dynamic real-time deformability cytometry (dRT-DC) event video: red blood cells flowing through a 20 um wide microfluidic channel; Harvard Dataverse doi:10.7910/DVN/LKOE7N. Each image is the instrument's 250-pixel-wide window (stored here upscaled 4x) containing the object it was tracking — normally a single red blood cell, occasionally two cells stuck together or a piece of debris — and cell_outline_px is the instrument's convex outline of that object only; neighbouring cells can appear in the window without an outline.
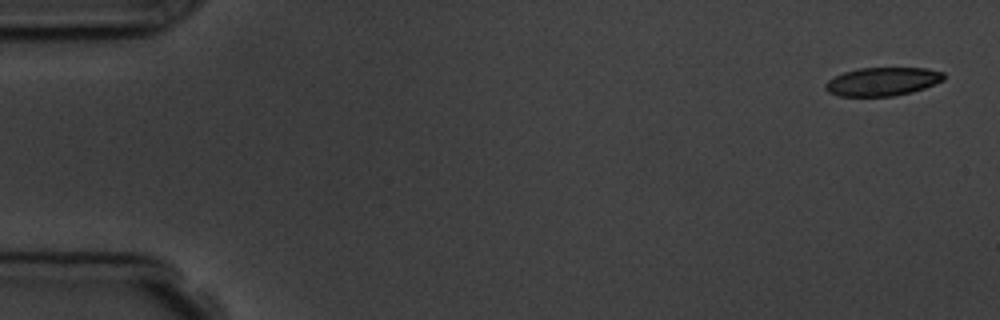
{"species": "common noctule bat (a hibernating species)", "species_latin": "Nyctalus noctula", "temperature_condition": "room temperature", "stored_images_in_passage": 7, "camera_frame_rate_fps": 3000, "um_per_image_px": 0.085, "animal": {"sex": "male", "body_mass_g": 19.5, "forearm_length_mm": 54.6}, "frame": {"image": 1, "passage_image": 1, "time_ms": 0.0, "image_size_px": [1000, 320], "cell_outline_px": [[944, 80], [924, 88], [912, 92], [892, 96], [840, 96], [828, 92], [824, 88], [824, 84], [828, 80], [844, 72], [860, 68], [928, 68], [944, 72]], "centroid_in_image_um": [75.01, 6.93], "position_along_channel_um": 10.0, "area_um2": 19.59}}
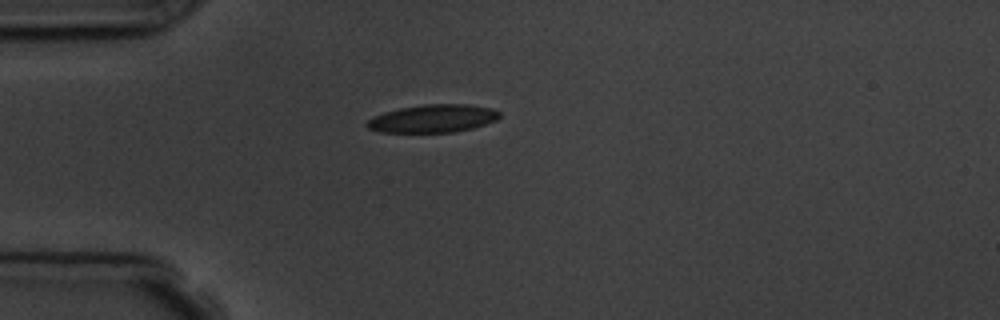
{"frame": {"image": 2, "passage_image": 4, "time_ms": 4.333, "image_size_px": [1000, 320], "cell_outline_px": [[500, 116], [496, 120], [472, 128], [452, 132], [380, 132], [368, 128], [364, 124], [372, 116], [384, 112], [400, 108], [424, 104], [468, 104], [492, 108], [500, 112]], "centroid_in_image_um": [36.77, 10.07], "position_along_channel_um": 48.2, "area_um2": 21.56}}